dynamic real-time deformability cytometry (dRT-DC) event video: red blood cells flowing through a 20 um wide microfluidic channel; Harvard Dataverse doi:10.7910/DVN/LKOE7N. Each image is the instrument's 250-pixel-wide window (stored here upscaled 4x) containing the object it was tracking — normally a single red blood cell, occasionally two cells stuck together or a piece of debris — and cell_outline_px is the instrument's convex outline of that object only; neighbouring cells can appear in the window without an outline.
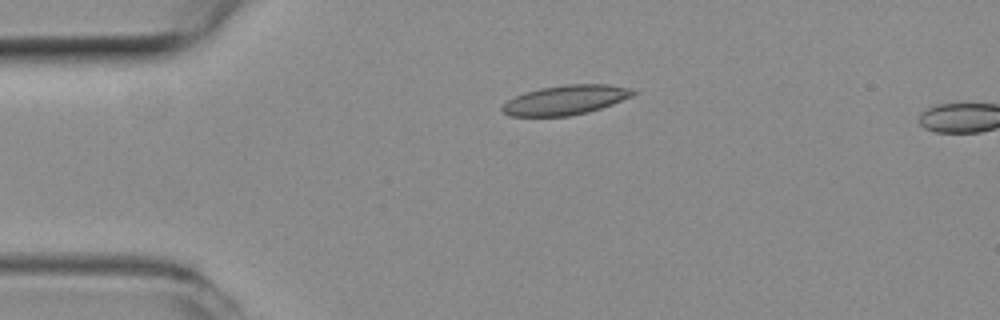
{"species": "common noctule bat (a hibernating species)", "species_latin": "Nyctalus noctula", "temperature_condition": "room temperature", "stored_images_in_passage": 3, "camera_frame_rate_fps": 3000, "um_per_image_px": 0.085, "animal": {"sex": "female", "body_mass_g": 19.3, "forearm_length_mm": 54.1}, "frame": {"image": 1, "passage_image": 1, "time_ms": 0.0, "image_size_px": [1000, 320], "cell_outline_px": [[636, 92], [632, 96], [612, 104], [588, 112], [568, 116], [508, 116], [500, 108], [508, 100], [516, 96], [540, 88], [564, 84], [608, 84], [628, 88]], "centroid_in_image_um": [48.06, 8.5], "position_along_channel_um": 36.9, "area_um2": 22.25}}